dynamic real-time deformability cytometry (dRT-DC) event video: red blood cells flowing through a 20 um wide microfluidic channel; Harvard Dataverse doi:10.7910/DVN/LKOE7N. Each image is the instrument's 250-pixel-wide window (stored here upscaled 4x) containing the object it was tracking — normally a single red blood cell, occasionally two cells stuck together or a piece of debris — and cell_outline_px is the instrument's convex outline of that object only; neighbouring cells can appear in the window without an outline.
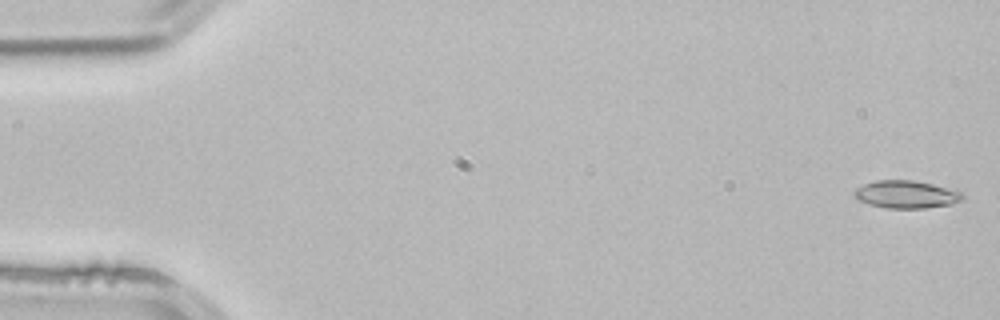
{"species": "common noctule bat (a hibernating species)", "species_latin": "Nyctalus noctula", "temperature_condition": "room temperature", "stored_images_in_passage": 3, "camera_frame_rate_fps": 3000, "um_per_image_px": 0.085, "animal": {"sex": "male", "body_mass_g": 21.5, "forearm_length_mm": 52.0}, "frame": {"image": 1, "passage_image": 1, "time_ms": 0.0, "image_size_px": [1000, 320], "cell_outline_px": [[964, 196], [960, 200], [952, 204], [924, 208], [888, 208], [868, 204], [852, 196], [852, 192], [856, 188], [864, 184], [876, 180], [916, 180], [956, 188], [964, 192]], "centroid_in_image_um": [77.07, 16.5], "position_along_channel_um": 7.9, "area_um2": 17.86}}